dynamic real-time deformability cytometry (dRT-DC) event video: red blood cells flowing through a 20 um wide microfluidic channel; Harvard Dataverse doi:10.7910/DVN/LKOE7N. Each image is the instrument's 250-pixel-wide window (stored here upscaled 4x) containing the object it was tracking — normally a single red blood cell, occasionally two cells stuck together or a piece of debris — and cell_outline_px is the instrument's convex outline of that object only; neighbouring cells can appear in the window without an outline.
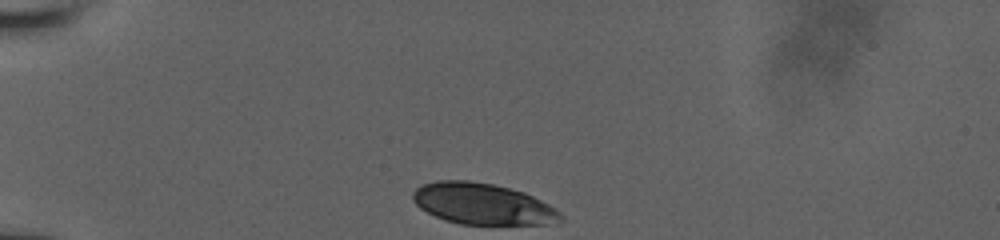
{"species": "human", "species_latin": "Homo sapiens", "temperature_condition": "room temperature", "stored_images_in_passage": 8, "camera_frame_rate_fps": 3000, "um_per_image_px": 0.085, "donor": {"sex": "male"}, "frame": {"image": 1, "passage_image": 1, "time_ms": 0.0, "image_size_px": [1000, 240], "cell_outline_px": [[564, 220], [548, 224], [460, 224], [444, 220], [420, 208], [412, 200], [412, 192], [420, 184], [436, 180], [468, 180], [492, 184], [524, 192], [556, 208], [560, 212]], "centroid_in_image_um": [40.99, 17.32], "position_along_channel_um": 44.0, "area_um2": 35.55}}